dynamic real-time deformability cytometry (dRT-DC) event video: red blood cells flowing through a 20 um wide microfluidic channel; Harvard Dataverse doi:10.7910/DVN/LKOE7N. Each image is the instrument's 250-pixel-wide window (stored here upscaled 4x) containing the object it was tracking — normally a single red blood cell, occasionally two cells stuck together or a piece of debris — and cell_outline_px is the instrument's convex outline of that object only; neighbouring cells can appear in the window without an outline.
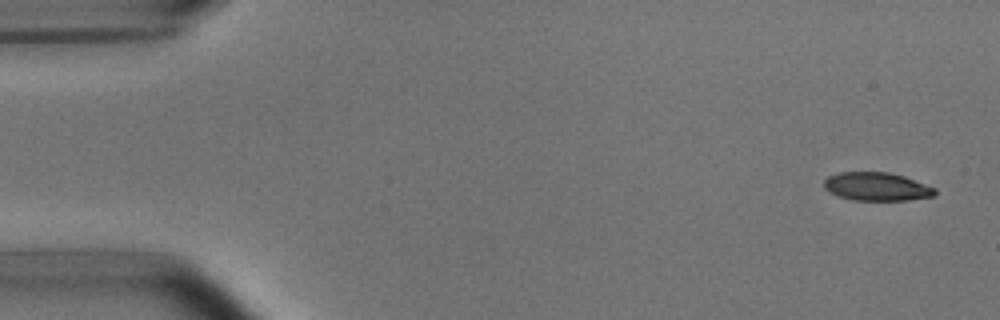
{"species": "common noctule bat (a hibernating species)", "species_latin": "Nyctalus noctula", "temperature_condition": "room temperature", "stored_images_in_passage": 4, "camera_frame_rate_fps": 3000, "um_per_image_px": 0.085, "animal": {"sex": "male", "body_mass_g": 15.6}, "frame": {"image": 1, "passage_image": 1, "time_ms": 0.0, "image_size_px": [1000, 320], "cell_outline_px": [[936, 196], [908, 200], [852, 200], [828, 192], [824, 188], [824, 180], [828, 176], [840, 172], [888, 172], [904, 176], [936, 188]], "centroid_in_image_um": [74.53, 15.86], "position_along_channel_um": 10.5, "area_um2": 18.38}}